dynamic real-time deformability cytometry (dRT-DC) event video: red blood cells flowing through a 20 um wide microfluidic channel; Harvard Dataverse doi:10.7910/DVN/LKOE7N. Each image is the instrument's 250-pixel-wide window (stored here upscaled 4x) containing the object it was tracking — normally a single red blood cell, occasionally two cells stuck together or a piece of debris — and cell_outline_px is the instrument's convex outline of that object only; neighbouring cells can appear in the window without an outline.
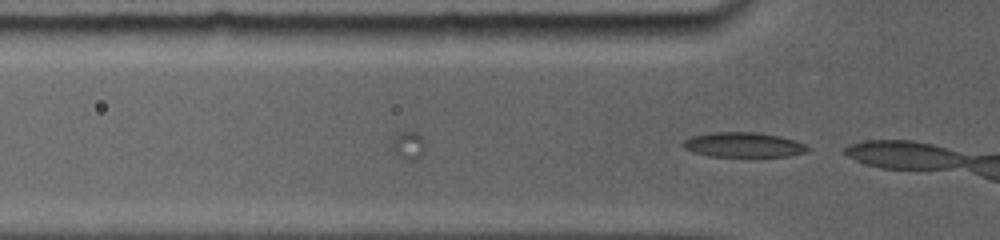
{"species": "common noctule bat (a hibernating species)", "species_latin": "Nyctalus noctula", "temperature_condition": "room temperature", "stored_images_in_passage": 15, "camera_frame_rate_fps": 5000, "um_per_image_px": 0.085, "animal": {"sex": "female", "body_mass_g": 19.0, "forearm_length_mm": 56.7}, "frame": {"image": 1, "passage_image": 5, "time_ms": 4.6, "image_size_px": [1000, 240], "cell_outline_px": [[808, 148], [804, 152], [788, 156], [712, 156], [692, 152], [684, 148], [684, 140], [692, 136], [716, 132], [748, 132], [776, 136], [792, 140], [804, 144]], "centroid_in_image_um": [63.13, 12.31], "position_along_channel_um": 62.7, "area_um2": 17.4}, "authors_computed_cell_mechanics": {"area_um2": 18.3226, "velocity_mm_per_s": 3.8098, "shape_relaxation_time_tau1_ms": null, "shape_relaxation_time_tau2_ms": 4.5424, "deformation_change_tau1": null, "deformation_change_tau2": 0.029}}